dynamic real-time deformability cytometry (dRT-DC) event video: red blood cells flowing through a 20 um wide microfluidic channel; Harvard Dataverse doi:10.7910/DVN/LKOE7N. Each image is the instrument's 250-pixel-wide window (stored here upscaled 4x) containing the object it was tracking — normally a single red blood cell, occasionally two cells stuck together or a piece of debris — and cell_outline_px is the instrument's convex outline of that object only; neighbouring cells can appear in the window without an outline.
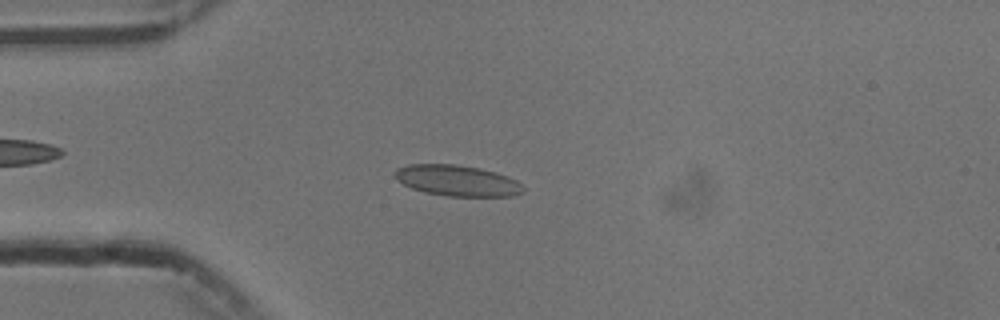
{"species": "common noctule bat (a hibernating species)", "species_latin": "Nyctalus noctula", "temperature_condition": "cold", "stored_images_in_passage": 53, "camera_frame_rate_fps": 3000, "um_per_image_px": 0.085, "animal": {"sex": "male", "body_mass_g": 13.3}, "frame": {"image": 1, "passage_image": 13, "time_ms": 4.0, "image_size_px": [1000, 320], "cell_outline_px": [[524, 192], [512, 196], [448, 196], [424, 192], [412, 188], [396, 180], [392, 172], [396, 168], [408, 164], [456, 164], [480, 168], [496, 172], [508, 176], [516, 180], [524, 188]], "centroid_in_image_um": [38.83, 15.34], "position_along_channel_um": 46.2, "area_um2": 23.29}}
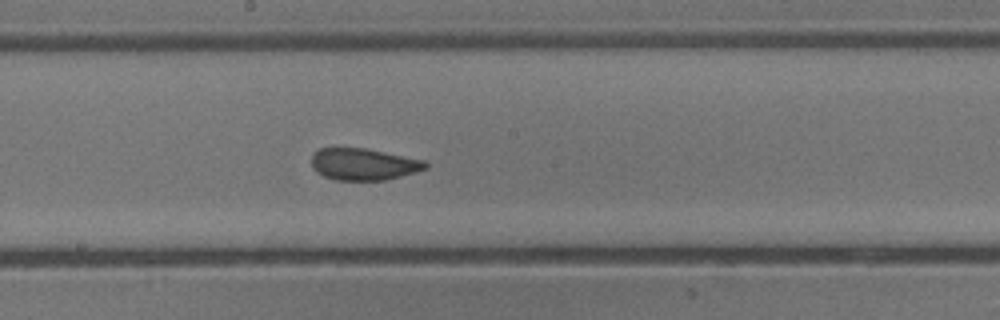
{"frame": {"image": 2, "passage_image": 28, "time_ms": 9.0, "image_size_px": [1000, 320], "cell_outline_px": [[428, 168], [416, 172], [384, 180], [336, 180], [324, 176], [316, 172], [312, 168], [312, 152], [320, 148], [364, 148], [424, 160], [428, 164]], "centroid_in_image_um": [30.88, 13.96], "position_along_channel_um": 217.3, "area_um2": 21.1}}
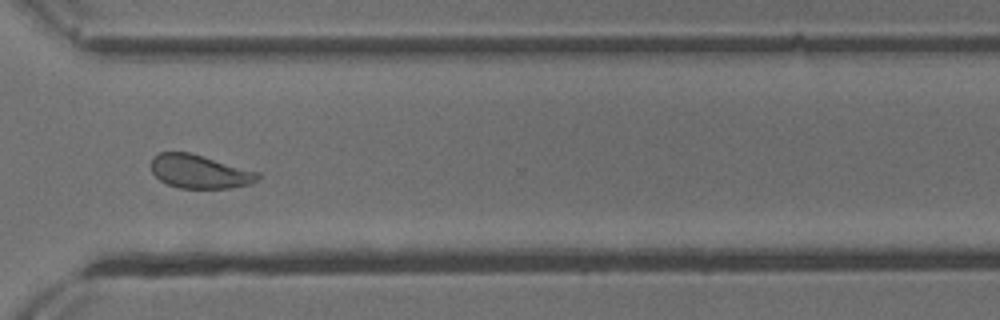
{"frame": {"image": 3, "passage_image": 39, "time_ms": 12.667, "image_size_px": [1000, 320], "cell_outline_px": [[264, 176], [252, 184], [228, 188], [180, 188], [168, 184], [160, 180], [152, 172], [152, 156], [160, 152], [188, 152], [260, 172]], "centroid_in_image_um": [17.02, 14.59], "position_along_channel_um": 353.6, "area_um2": 20.92}, "authors_computed_cell_mechanics": {"area_um2": 21.964, "velocity_mm_per_s": 3.7273, "shape_relaxation_time_tau1_ms": 10.5478, "shape_relaxation_time_tau2_ms": 1.0744, "deformation_change_tau1": 0.1462, "deformation_change_tau2": 0.0553}}